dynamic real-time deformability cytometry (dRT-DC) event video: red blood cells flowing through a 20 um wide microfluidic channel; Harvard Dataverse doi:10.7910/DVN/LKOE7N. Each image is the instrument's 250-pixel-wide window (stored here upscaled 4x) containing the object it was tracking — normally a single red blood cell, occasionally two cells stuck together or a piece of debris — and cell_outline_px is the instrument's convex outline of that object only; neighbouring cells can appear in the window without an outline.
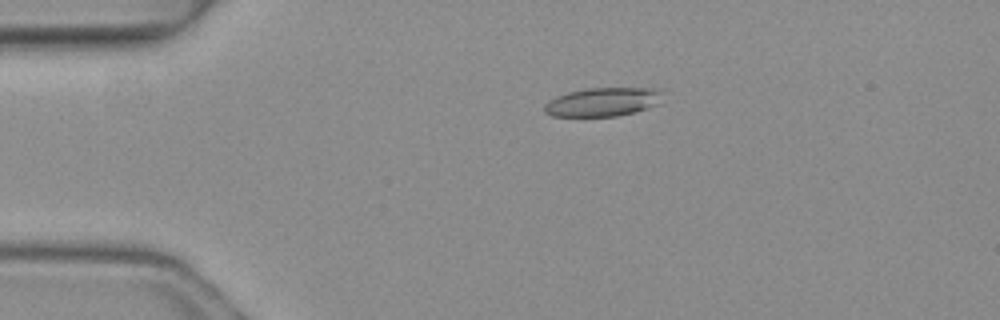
{"species": "common noctule bat (a hibernating species)", "species_latin": "Nyctalus noctula", "temperature_condition": "warm", "stored_images_in_passage": 3, "camera_frame_rate_fps": 3000, "um_per_image_px": 0.085, "animal": {"sex": "female", "body_mass_g": 19.3, "forearm_length_mm": 54.1}, "frame": {"image": 1, "passage_image": 2, "time_ms": 0.333, "image_size_px": [1000, 320], "cell_outline_px": [[660, 104], [632, 112], [616, 116], [552, 116], [544, 112], [544, 104], [548, 100], [556, 96], [568, 92], [584, 88], [660, 88]], "centroid_in_image_um": [51.19, 8.66], "position_along_channel_um": 33.8, "area_um2": 19.77}}